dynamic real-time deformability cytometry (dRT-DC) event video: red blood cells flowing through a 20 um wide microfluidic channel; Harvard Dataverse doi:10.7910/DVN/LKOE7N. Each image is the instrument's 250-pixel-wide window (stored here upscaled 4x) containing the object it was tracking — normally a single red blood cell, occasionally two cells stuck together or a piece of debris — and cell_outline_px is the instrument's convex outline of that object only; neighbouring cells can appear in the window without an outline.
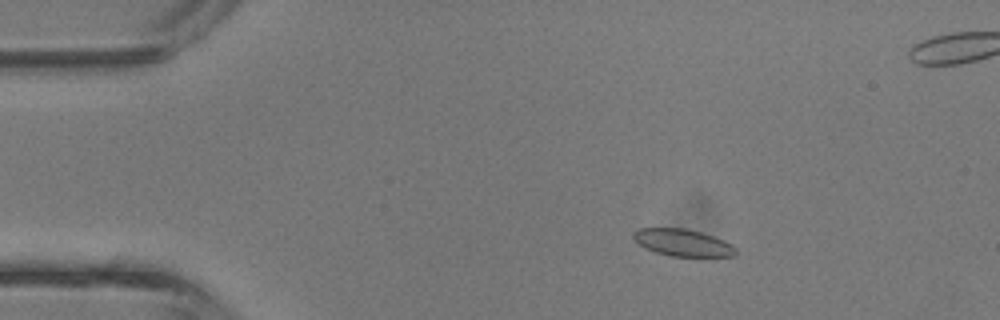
{"species": "common noctule bat (a hibernating species)", "species_latin": "Nyctalus noctula", "temperature_condition": "room temperature", "stored_images_in_passage": 44, "segment_of_instrument_passage": [1, 2], "camera_frame_rate_fps": 3000, "um_per_image_px": 0.085, "animal": {"sex": "male", "body_mass_g": 13.3}, "frame": {"image": 1, "passage_image": 8, "time_ms": 2.333, "image_size_px": [1000, 320], "cell_outline_px": [[736, 256], [668, 256], [644, 248], [632, 236], [632, 232], [636, 228], [684, 228], [700, 232], [724, 240], [732, 244], [736, 248]], "centroid_in_image_um": [58.01, 20.62], "position_along_channel_um": 27.0, "area_um2": 16.13}}
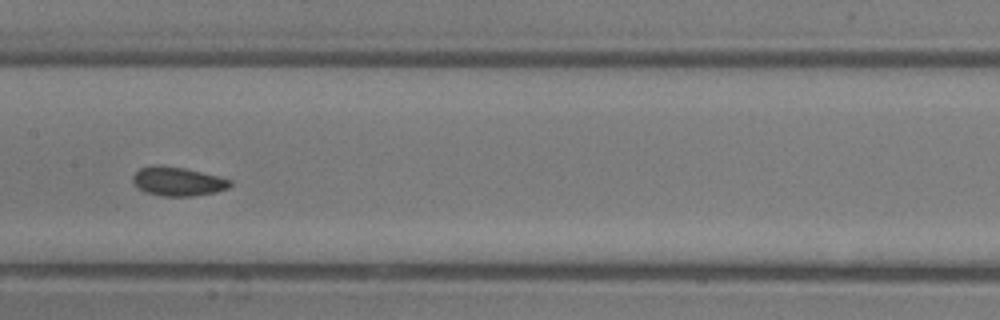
{"frame": {"image": 2, "passage_image": 22, "time_ms": 7.0, "image_size_px": [1000, 320], "cell_outline_px": [[232, 184], [228, 188], [216, 192], [192, 196], [160, 196], [144, 192], [136, 188], [132, 184], [132, 176], [140, 168], [184, 168], [232, 180]], "centroid_in_image_um": [15.11, 15.48], "position_along_channel_um": 192.3, "area_um2": 15.9}}
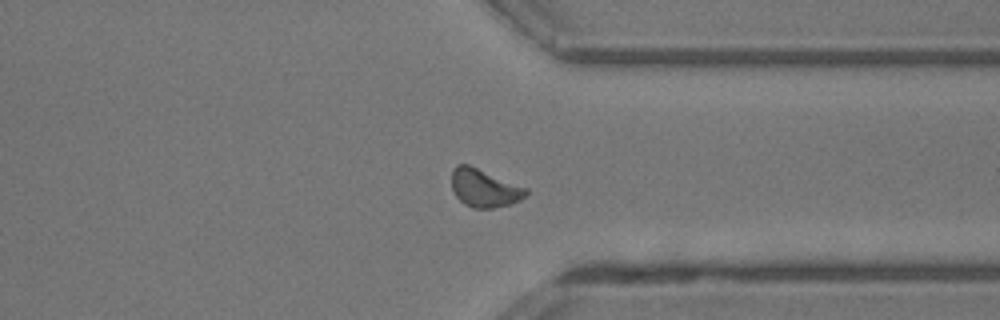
{"frame": {"image": 3, "passage_image": 33, "time_ms": 10.667, "image_size_px": [1000, 320], "cell_outline_px": [[528, 192], [520, 200], [508, 204], [492, 208], [472, 208], [464, 204], [456, 196], [452, 188], [452, 172], [456, 164], [468, 164], [528, 188]], "centroid_in_image_um": [41.15, 15.98], "position_along_channel_um": 370.2, "area_um2": 16.36}}